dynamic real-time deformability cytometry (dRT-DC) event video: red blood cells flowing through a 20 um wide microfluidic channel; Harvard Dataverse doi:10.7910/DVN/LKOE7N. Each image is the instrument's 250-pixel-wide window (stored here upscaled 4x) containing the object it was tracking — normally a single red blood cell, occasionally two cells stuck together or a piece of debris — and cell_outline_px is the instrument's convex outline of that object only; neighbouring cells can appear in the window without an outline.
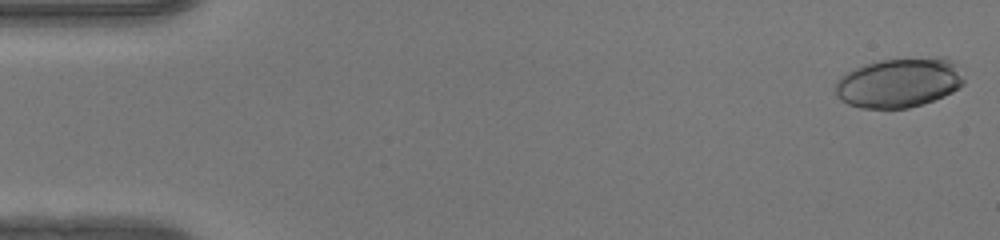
{"species": "human", "species_latin": "Homo sapiens", "temperature_condition": "warm", "stored_images_in_passage": 49, "camera_frame_rate_fps": 3000, "um_per_image_px": 0.085, "donor": {"sex": "female"}, "frame": {"image": 1, "passage_image": 1, "time_ms": 0.0, "image_size_px": [1000, 240], "cell_outline_px": [[964, 84], [960, 88], [944, 96], [908, 108], [860, 108], [848, 104], [840, 100], [836, 96], [836, 80], [848, 72], [864, 64], [880, 60], [936, 56], [940, 56], [952, 60], [956, 64], [964, 80]], "centroid_in_image_um": [76.43, 7.02], "position_along_channel_um": 8.6, "area_um2": 37.34}}
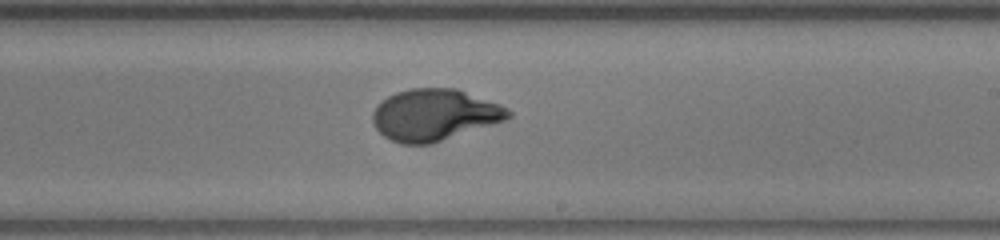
{"frame": {"image": 2, "passage_image": 29, "time_ms": 9.333, "image_size_px": [1000, 240], "cell_outline_px": [[512, 116], [504, 120], [432, 144], [400, 144], [384, 136], [376, 128], [372, 120], [372, 116], [376, 108], [388, 96], [396, 92], [412, 88], [456, 88], [500, 104], [508, 108], [512, 112]], "centroid_in_image_um": [36.94, 9.76], "position_along_channel_um": 252.1, "area_um2": 40.46}}
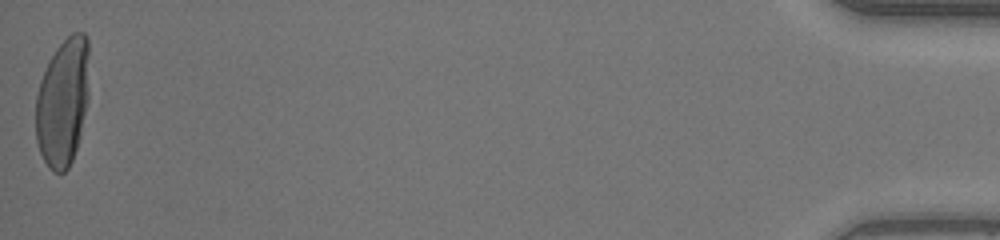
{"frame": {"image": 3, "passage_image": 49, "time_ms": 16.0, "image_size_px": [1000, 240], "cell_outline_px": [[88, 100], [80, 136], [72, 160], [68, 168], [64, 172], [52, 172], [48, 168], [40, 152], [36, 140], [36, 96], [40, 80], [56, 48], [72, 32], [84, 32], [88, 36]], "centroid_in_image_um": [5.34, 8.68], "position_along_channel_um": 429.9, "area_um2": 40.0}, "authors_computed_cell_mechanics": {"area_um2": 39.0728, "velocity_mm_per_s": 4.2011, "shape_relaxation_time_tau1_ms": 4.2865, "shape_relaxation_time_tau2_ms": null, "deformation_change_tau1": 0.2604, "deformation_change_tau2": null}}